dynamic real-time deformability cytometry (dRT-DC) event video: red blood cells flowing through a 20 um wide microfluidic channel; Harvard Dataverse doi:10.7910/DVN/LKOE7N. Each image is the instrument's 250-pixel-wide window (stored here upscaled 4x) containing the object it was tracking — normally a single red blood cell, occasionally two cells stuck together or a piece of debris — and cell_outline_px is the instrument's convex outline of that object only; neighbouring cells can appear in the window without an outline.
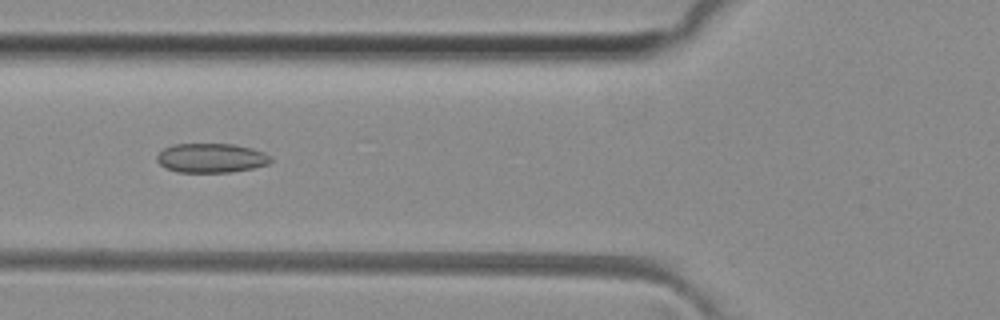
{"species": "common noctule bat (a hibernating species)", "species_latin": "Nyctalus noctula", "temperature_condition": "room temperature", "stored_images_in_passage": 38, "camera_frame_rate_fps": 3000, "um_per_image_px": 0.085, "animal": {"sex": "female", "body_mass_g": 29.2, "forearm_length_mm": 56.3}, "frame": {"image": 1, "passage_image": 7, "time_ms": 2.0, "image_size_px": [1000, 320], "cell_outline_px": [[272, 160], [268, 164], [252, 168], [232, 172], [176, 172], [164, 168], [156, 160], [156, 156], [164, 148], [172, 144], [232, 144], [252, 148], [264, 152], [272, 156]], "centroid_in_image_um": [17.94, 13.43], "position_along_channel_um": 107.9, "area_um2": 19.59}}
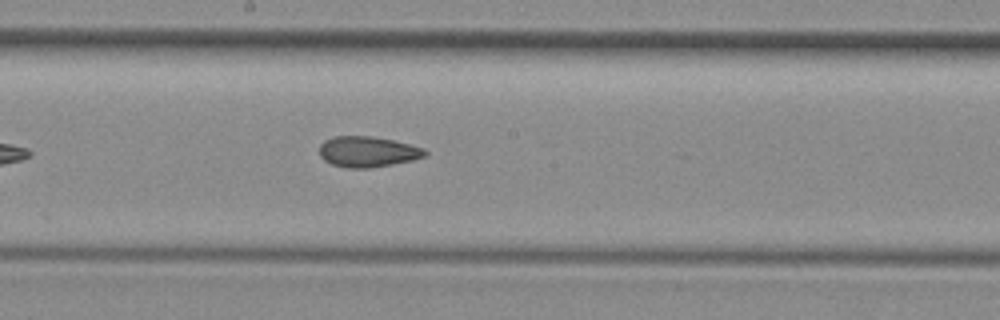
{"frame": {"image": 2, "passage_image": 15, "time_ms": 4.667, "image_size_px": [1000, 320], "cell_outline_px": [[428, 156], [412, 160], [392, 164], [368, 168], [348, 168], [332, 164], [324, 160], [320, 156], [320, 144], [324, 140], [332, 136], [372, 136], [392, 140], [424, 148], [428, 152]], "centroid_in_image_um": [31.25, 12.89], "position_along_channel_um": 217.0, "area_um2": 18.9}}
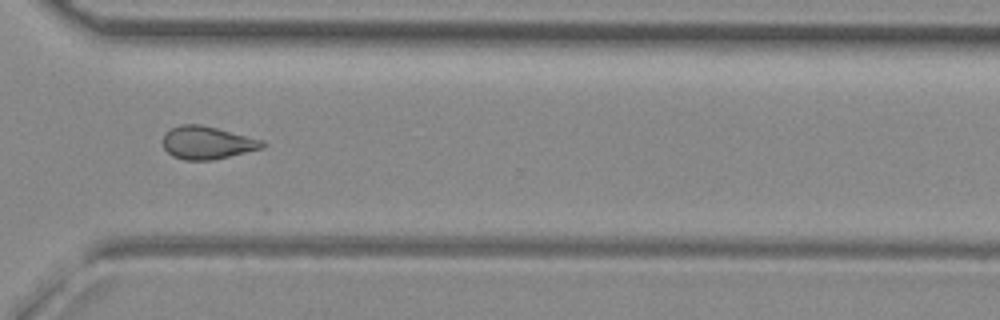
{"frame": {"image": 3, "passage_image": 25, "time_ms": 8.0, "image_size_px": [1000, 320], "cell_outline_px": [[268, 144], [264, 148], [212, 160], [184, 160], [172, 156], [164, 148], [164, 132], [180, 124], [200, 124], [264, 140]], "centroid_in_image_um": [17.63, 12.13], "position_along_channel_um": 353.0, "area_um2": 19.07}, "authors_computed_cell_mechanics": {"area_um2": 19.2185, "velocity_mm_per_s": 4.0882, "shape_relaxation_time_tau1_ms": null, "shape_relaxation_time_tau2_ms": 3.0336, "deformation_change_tau1": null, "deformation_change_tau2": 0.0899}}